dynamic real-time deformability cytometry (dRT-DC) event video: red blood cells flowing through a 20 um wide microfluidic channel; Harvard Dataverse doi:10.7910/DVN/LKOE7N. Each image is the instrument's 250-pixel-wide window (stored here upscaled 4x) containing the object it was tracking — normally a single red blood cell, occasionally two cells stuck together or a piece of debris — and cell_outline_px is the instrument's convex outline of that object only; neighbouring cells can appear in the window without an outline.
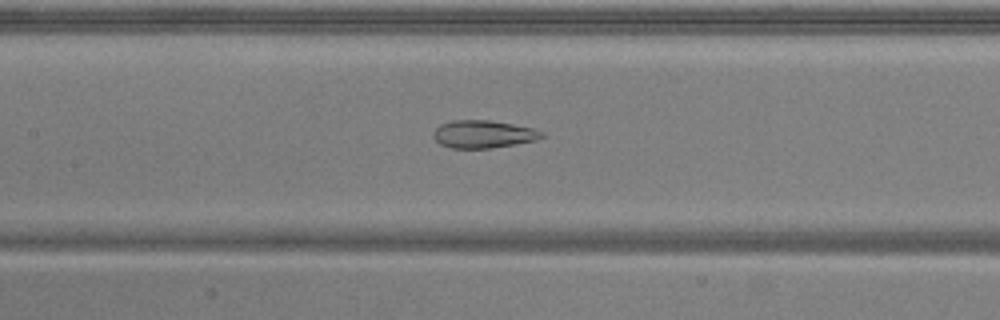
{"species": "common noctule bat (a hibernating species)", "species_latin": "Nyctalus noctula", "temperature_condition": "warm", "stored_images_in_passage": 50, "camera_frame_rate_fps": 3000, "um_per_image_px": 0.085, "animal": {"sex": "male", "body_mass_g": 20.5, "forearm_length_mm": 52.5}, "frame": {"image": 1, "passage_image": 23, "time_ms": 7.333, "image_size_px": [1000, 320], "cell_outline_px": [[544, 136], [536, 140], [488, 148], [452, 148], [440, 144], [432, 136], [432, 132], [440, 124], [452, 120], [488, 120], [512, 124], [532, 128], [544, 132]], "centroid_in_image_um": [41.04, 11.39], "position_along_channel_um": 166.4, "area_um2": 17.34}}
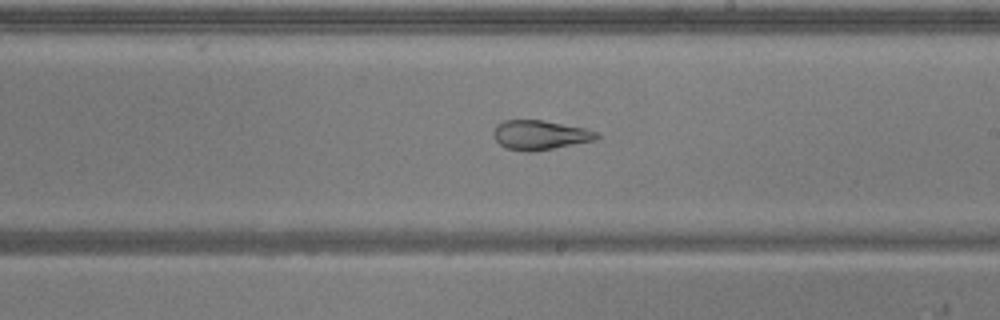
{"frame": {"image": 2, "passage_image": 29, "time_ms": 9.333, "image_size_px": [1000, 320], "cell_outline_px": [[600, 136], [596, 140], [532, 152], [524, 152], [508, 148], [500, 144], [496, 140], [492, 132], [496, 124], [504, 120], [540, 120], [584, 128], [596, 132]], "centroid_in_image_um": [45.87, 11.48], "position_along_channel_um": 243.1, "area_um2": 17.57}}
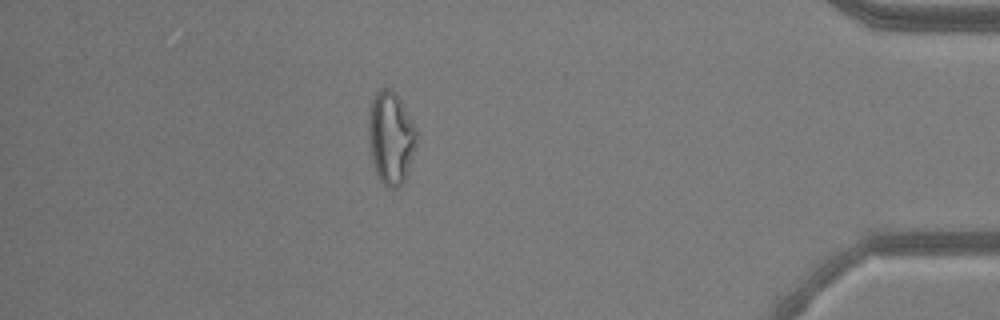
{"frame": {"image": 3, "passage_image": 45, "time_ms": 14.667, "image_size_px": [1000, 320], "cell_outline_px": [[416, 144], [404, 180], [396, 188], [388, 188], [380, 180], [376, 172], [372, 160], [368, 136], [368, 120], [372, 100], [376, 92], [380, 88], [392, 88], [396, 92], [416, 128]], "centroid_in_image_um": [33.2, 11.67], "position_along_channel_um": 402.0, "area_um2": 25.66}, "authors_computed_cell_mechanics": {"area_um2": 24.2471, "velocity_mm_per_s": 3.848, "shape_relaxation_time_tau1_ms": null, "shape_relaxation_time_tau2_ms": 1.5452, "deformation_change_tau1": null, "deformation_change_tau2": 0.0847}}